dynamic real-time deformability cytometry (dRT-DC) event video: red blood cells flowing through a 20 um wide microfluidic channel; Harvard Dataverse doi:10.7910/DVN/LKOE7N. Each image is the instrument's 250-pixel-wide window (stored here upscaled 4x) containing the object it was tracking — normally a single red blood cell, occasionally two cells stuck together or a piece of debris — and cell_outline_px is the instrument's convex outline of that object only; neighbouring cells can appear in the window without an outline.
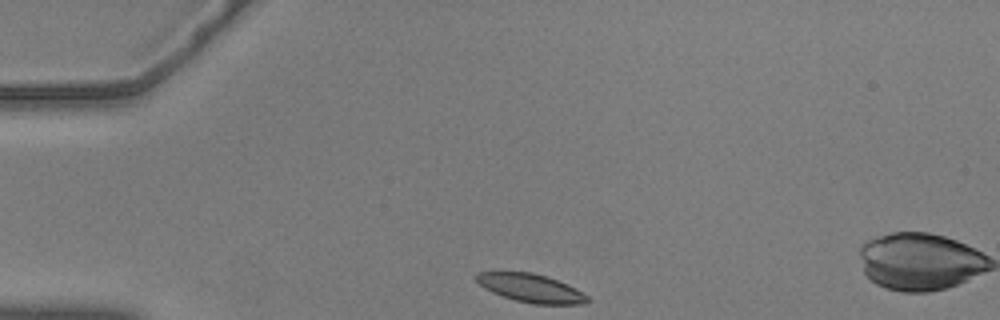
{"species": "common noctule bat (a hibernating species)", "species_latin": "Nyctalus noctula", "temperature_condition": "warm", "stored_images_in_passage": 6, "camera_frame_rate_fps": 3000, "um_per_image_px": 0.085, "animal": {"sex": "male", "body_mass_g": 20.5, "forearm_length_mm": 52.5}, "frame": {"image": 1, "passage_image": 1, "time_ms": 0.0, "image_size_px": [1000, 320], "cell_outline_px": [[592, 300], [584, 304], [532, 304], [516, 300], [492, 292], [484, 288], [476, 280], [476, 272], [532, 272], [548, 276], [568, 284], [588, 296]], "centroid_in_image_um": [45.16, 24.49], "position_along_channel_um": 39.8, "area_um2": 18.38}}